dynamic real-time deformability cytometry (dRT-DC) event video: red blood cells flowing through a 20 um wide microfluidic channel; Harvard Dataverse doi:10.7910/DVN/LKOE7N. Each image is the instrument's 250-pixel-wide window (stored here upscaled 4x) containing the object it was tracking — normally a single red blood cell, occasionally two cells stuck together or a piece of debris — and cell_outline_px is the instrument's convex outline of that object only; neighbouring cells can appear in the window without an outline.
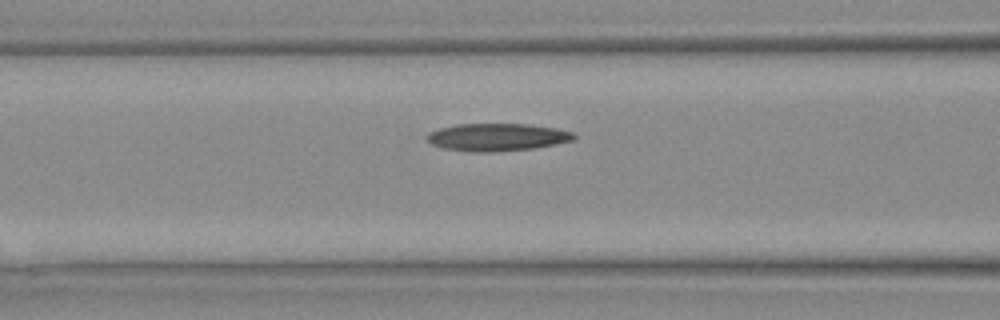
{"species": "Egyptian fruit bat (a non-hibernating species)", "species_latin": "Rousettus aegyptiacus", "temperature_condition": "warm", "stored_images_in_passage": 16, "camera_frame_rate_fps": 3000, "um_per_image_px": 0.085, "animal": {"sex": "female"}, "frame": {"image": 1, "passage_image": 10, "time_ms": 3.0, "image_size_px": [1000, 320], "cell_outline_px": [[576, 136], [572, 140], [556, 144], [532, 148], [496, 152], [472, 152], [444, 148], [432, 144], [428, 140], [428, 132], [440, 128], [456, 124], [528, 124], [556, 128], [572, 132]], "centroid_in_image_um": [42.25, 11.66], "position_along_channel_um": 124.3, "area_um2": 23.47}}
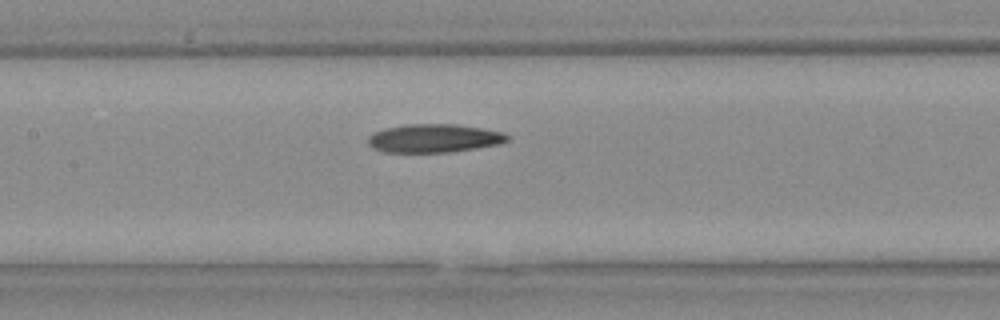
{"frame": {"image": 2, "passage_image": 12, "time_ms": 3.667, "image_size_px": [1000, 320], "cell_outline_px": [[508, 140], [500, 144], [476, 148], [448, 152], [384, 152], [372, 148], [368, 144], [368, 136], [384, 128], [404, 124], [456, 124], [504, 132], [508, 136]], "centroid_in_image_um": [36.87, 11.75], "position_along_channel_um": 170.5, "area_um2": 23.06}}